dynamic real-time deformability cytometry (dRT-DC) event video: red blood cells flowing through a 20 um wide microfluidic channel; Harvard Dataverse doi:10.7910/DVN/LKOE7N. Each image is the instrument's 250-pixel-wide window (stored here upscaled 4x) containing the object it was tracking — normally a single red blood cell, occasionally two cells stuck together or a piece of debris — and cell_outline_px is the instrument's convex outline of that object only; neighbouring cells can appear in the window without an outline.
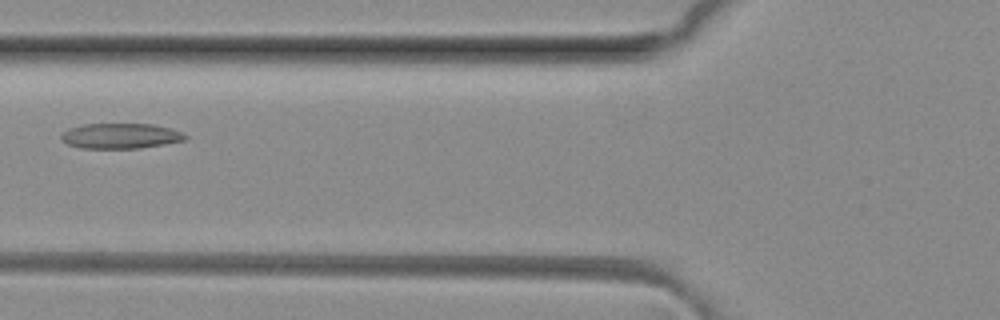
{"species": "common noctule bat (a hibernating species)", "species_latin": "Nyctalus noctula", "temperature_condition": "room temperature", "stored_images_in_passage": 6, "camera_frame_rate_fps": 3000, "um_per_image_px": 0.085, "animal": {"sex": "female", "body_mass_g": 29.2, "forearm_length_mm": 56.3}, "frame": {"image": 1, "passage_image": 6, "time_ms": 1.667, "image_size_px": [1000, 320], "cell_outline_px": [[188, 140], [140, 148], [80, 148], [68, 144], [60, 136], [68, 128], [84, 124], [152, 124], [172, 128], [184, 132], [188, 136]], "centroid_in_image_um": [10.32, 11.55], "position_along_channel_um": 115.5, "area_um2": 18.38}}